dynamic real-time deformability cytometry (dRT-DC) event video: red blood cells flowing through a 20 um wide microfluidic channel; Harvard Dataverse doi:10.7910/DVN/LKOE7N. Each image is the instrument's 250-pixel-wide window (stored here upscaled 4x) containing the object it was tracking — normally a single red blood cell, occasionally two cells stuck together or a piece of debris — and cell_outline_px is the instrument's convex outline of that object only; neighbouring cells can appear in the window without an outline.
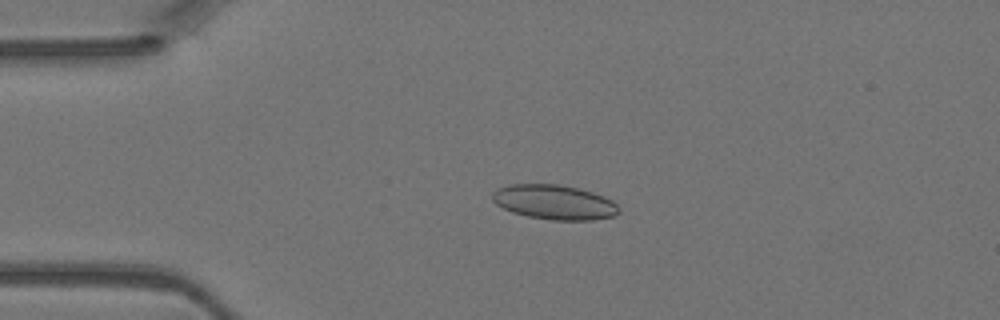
{"species": "Egyptian fruit bat (a non-hibernating species)", "species_latin": "Rousettus aegyptiacus", "temperature_condition": "warm", "stored_images_in_passage": 5, "camera_frame_rate_fps": 3000, "um_per_image_px": 0.085, "animal": {"sex": "female"}, "frame": {"image": 1, "passage_image": 3, "time_ms": 0.667, "image_size_px": [1000, 320], "cell_outline_px": [[620, 212], [612, 216], [592, 220], [552, 220], [528, 216], [512, 212], [496, 204], [492, 200], [492, 192], [496, 188], [508, 184], [560, 184], [592, 192], [604, 196], [612, 200], [620, 208]], "centroid_in_image_um": [47.1, 17.18], "position_along_channel_um": 37.9, "area_um2": 25.61}}
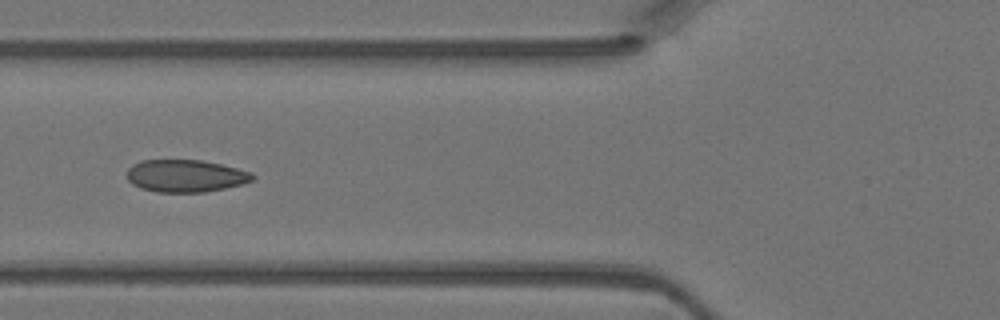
{"frame": {"image": 2, "passage_image": 5, "time_ms": 1.333, "image_size_px": [1000, 320], "cell_outline_px": [[256, 176], [252, 180], [240, 184], [224, 188], [204, 192], [156, 192], [140, 188], [132, 184], [128, 180], [128, 168], [132, 164], [140, 160], [200, 160], [220, 164], [252, 172]], "centroid_in_image_um": [15.75, 14.95], "position_along_channel_um": 110.1, "area_um2": 23.64}}